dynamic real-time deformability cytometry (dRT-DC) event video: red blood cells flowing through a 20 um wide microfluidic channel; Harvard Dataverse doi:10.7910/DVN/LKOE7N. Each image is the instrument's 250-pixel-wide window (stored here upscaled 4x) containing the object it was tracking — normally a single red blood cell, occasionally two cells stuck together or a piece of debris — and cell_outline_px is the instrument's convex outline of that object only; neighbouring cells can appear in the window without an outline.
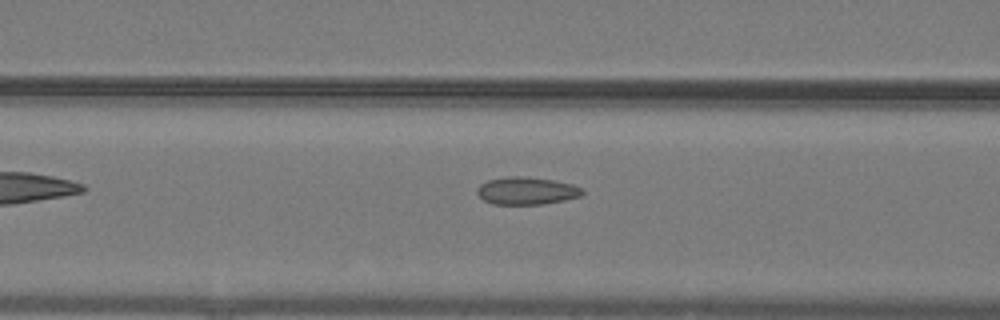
{"species": "common noctule bat (a hibernating species)", "species_latin": "Nyctalus noctula", "temperature_condition": "warm", "stored_images_in_passage": 10, "camera_frame_rate_fps": 3000, "um_per_image_px": 0.085, "animal": {"sex": "male", "body_mass_g": 19.2, "forearm_length_mm": 51.8}, "frame": {"image": 1, "passage_image": 5, "time_ms": 1.333, "image_size_px": [1000, 320], "cell_outline_px": [[584, 192], [580, 196], [564, 200], [540, 204], [492, 204], [484, 200], [476, 192], [476, 188], [480, 184], [488, 180], [508, 176], [520, 176], [552, 180], [572, 184], [584, 188]], "centroid_in_image_um": [44.75, 16.21], "position_along_channel_um": 121.9, "area_um2": 16.82}}
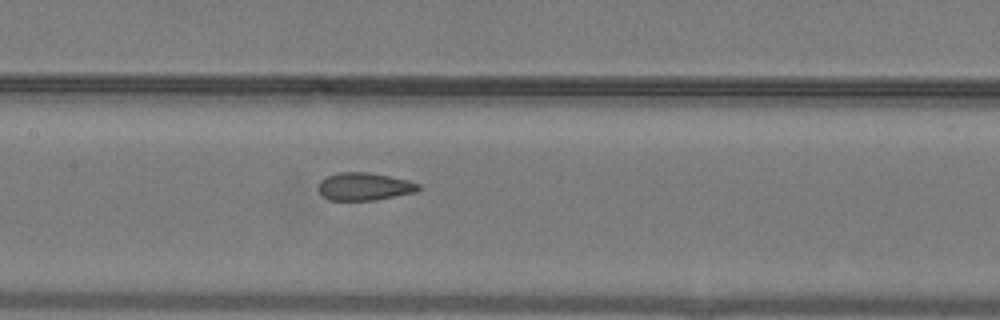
{"frame": {"image": 2, "passage_image": 9, "time_ms": 2.667, "image_size_px": [1000, 320], "cell_outline_px": [[420, 188], [416, 192], [372, 200], [328, 200], [316, 188], [320, 180], [328, 176], [340, 172], [368, 172], [408, 180], [420, 184]], "centroid_in_image_um": [30.94, 15.85], "position_along_channel_um": 176.5, "area_um2": 16.07}}